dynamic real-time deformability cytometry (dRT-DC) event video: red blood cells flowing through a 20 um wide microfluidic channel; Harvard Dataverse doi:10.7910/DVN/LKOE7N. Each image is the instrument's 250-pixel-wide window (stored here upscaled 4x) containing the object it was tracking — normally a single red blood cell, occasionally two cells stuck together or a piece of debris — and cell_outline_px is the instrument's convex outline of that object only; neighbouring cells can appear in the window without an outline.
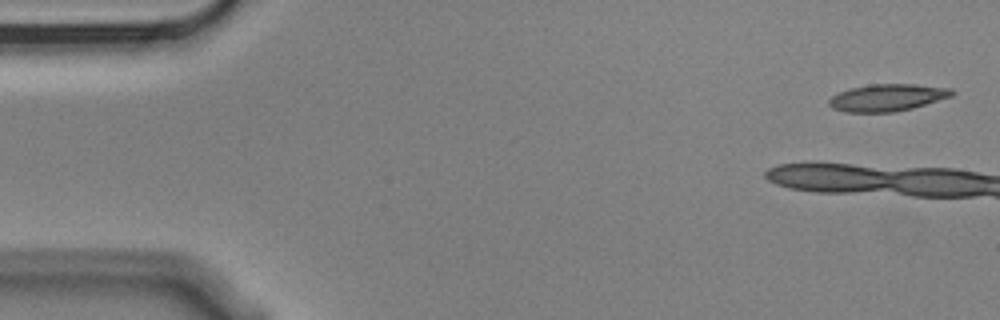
{"species": "Egyptian fruit bat (a non-hibernating species)", "species_latin": "Rousettus aegyptiacus", "temperature_condition": "cold", "stored_images_in_passage": 3, "segment_of_instrument_passage": [2, 2], "camera_frame_rate_fps": 3000, "um_per_image_px": 0.085, "animal": {"sex": "male"}, "frame": {"image": 1, "passage_image": 3, "time_ms": 0.667, "image_size_px": [1000, 320], "cell_outline_px": [[956, 92], [952, 96], [912, 108], [896, 112], [844, 112], [832, 108], [828, 104], [828, 100], [832, 96], [840, 92], [852, 88], [872, 84], [916, 84], [952, 88]], "centroid_in_image_um": [75.44, 8.29], "position_along_channel_um": 9.6, "area_um2": 19.42}}